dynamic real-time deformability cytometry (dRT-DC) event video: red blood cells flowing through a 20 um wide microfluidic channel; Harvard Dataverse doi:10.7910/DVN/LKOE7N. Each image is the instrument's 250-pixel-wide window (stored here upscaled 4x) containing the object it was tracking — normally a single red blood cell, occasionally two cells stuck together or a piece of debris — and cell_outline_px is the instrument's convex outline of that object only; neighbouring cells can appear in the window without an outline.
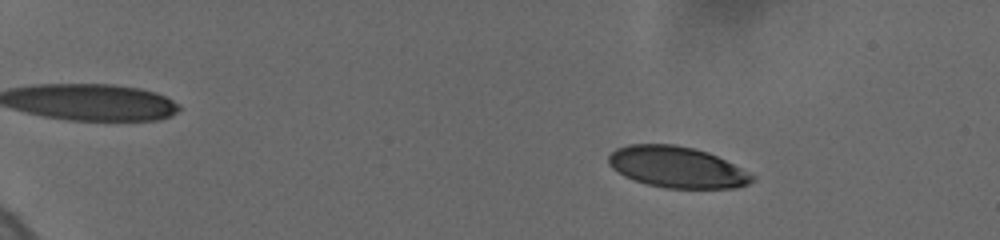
{"species": "human", "species_latin": "Homo sapiens", "temperature_condition": "cold", "stored_images_in_passage": 36, "camera_frame_rate_fps": 3000, "um_per_image_px": 0.085, "donor": {"sex": "female"}, "frame": {"image": 1, "passage_image": 17, "time_ms": 3.333, "image_size_px": [1000, 240], "cell_outline_px": [[756, 180], [748, 184], [736, 188], [664, 188], [648, 184], [624, 176], [612, 168], [608, 164], [608, 156], [616, 148], [628, 144], [676, 144], [708, 152], [756, 176]], "centroid_in_image_um": [57.53, 14.21], "position_along_channel_um": 27.5, "area_um2": 34.39}}
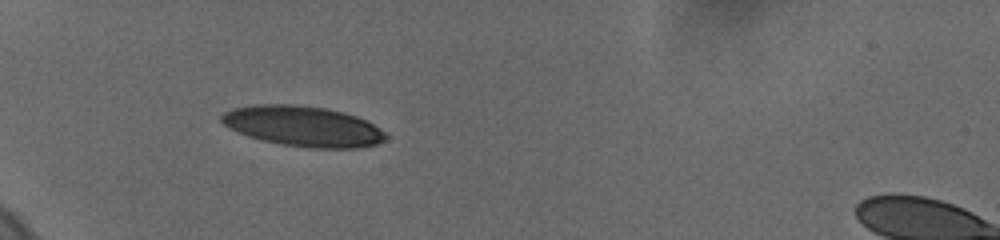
{"frame": {"image": 2, "passage_image": 35, "time_ms": 7.0, "image_size_px": [1000, 240], "cell_outline_px": [[388, 136], [384, 140], [376, 144], [360, 148], [308, 148], [280, 144], [248, 136], [224, 124], [220, 120], [220, 116], [224, 112], [232, 108], [252, 104], [292, 104], [324, 108], [344, 112], [356, 116], [372, 124], [384, 132]], "centroid_in_image_um": [25.74, 10.72], "position_along_channel_um": 59.3, "area_um2": 38.49}}